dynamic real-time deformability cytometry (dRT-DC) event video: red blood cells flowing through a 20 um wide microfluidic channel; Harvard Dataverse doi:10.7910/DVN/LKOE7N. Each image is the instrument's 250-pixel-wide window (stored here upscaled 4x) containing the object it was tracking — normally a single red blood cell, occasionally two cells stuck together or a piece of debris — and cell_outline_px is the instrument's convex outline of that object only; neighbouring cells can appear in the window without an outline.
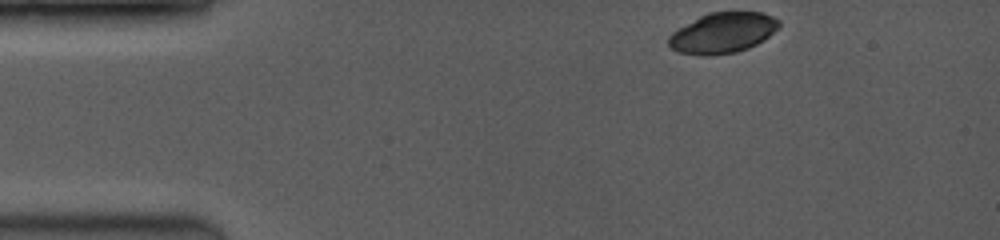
{"species": "common noctule bat (a hibernating species)", "species_latin": "Nyctalus noctula", "temperature_condition": "room temperature", "stored_images_in_passage": 7, "camera_frame_rate_fps": 3500, "um_per_image_px": 0.085, "animal": {"sex": "female", "body_mass_g": 19.0, "forearm_length_mm": 53.3}, "frame": {"image": 1, "passage_image": 1, "time_ms": 0.0, "image_size_px": [1000, 240], "cell_outline_px": [[780, 24], [764, 40], [748, 48], [736, 52], [708, 56], [704, 56], [676, 52], [668, 44], [668, 36], [672, 32], [700, 16], [708, 12], [760, 12], [772, 16], [780, 20]], "centroid_in_image_um": [61.4, 2.8], "position_along_channel_um": 23.6, "area_um2": 25.95}}
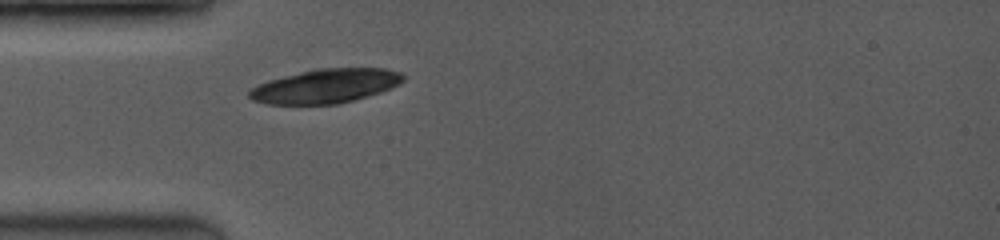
{"frame": {"image": 2, "passage_image": 7, "time_ms": 2.571, "image_size_px": [1000, 240], "cell_outline_px": [[404, 80], [400, 84], [392, 88], [380, 92], [352, 100], [336, 104], [268, 104], [252, 100], [248, 96], [248, 92], [252, 88], [268, 80], [316, 68], [384, 68], [400, 72], [404, 76]], "centroid_in_image_um": [27.69, 7.31], "position_along_channel_um": 57.3, "area_um2": 30.46}}